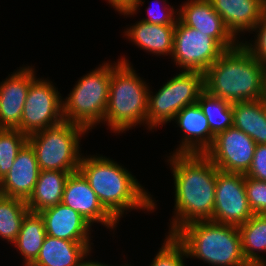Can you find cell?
I'll use <instances>...</instances> for the list:
<instances>
[{"instance_id":"cell-31","label":"cell","mask_w":266,"mask_h":266,"mask_svg":"<svg viewBox=\"0 0 266 266\" xmlns=\"http://www.w3.org/2000/svg\"><path fill=\"white\" fill-rule=\"evenodd\" d=\"M253 32H255L254 40L249 42L247 39L245 41L240 39V43L266 66V10L258 25L250 31L251 34Z\"/></svg>"},{"instance_id":"cell-16","label":"cell","mask_w":266,"mask_h":266,"mask_svg":"<svg viewBox=\"0 0 266 266\" xmlns=\"http://www.w3.org/2000/svg\"><path fill=\"white\" fill-rule=\"evenodd\" d=\"M173 121L183 134L178 148L171 153L204 154L212 146L215 135L198 103L185 106Z\"/></svg>"},{"instance_id":"cell-30","label":"cell","mask_w":266,"mask_h":266,"mask_svg":"<svg viewBox=\"0 0 266 266\" xmlns=\"http://www.w3.org/2000/svg\"><path fill=\"white\" fill-rule=\"evenodd\" d=\"M245 189L253 214L266 215V182L245 176Z\"/></svg>"},{"instance_id":"cell-19","label":"cell","mask_w":266,"mask_h":266,"mask_svg":"<svg viewBox=\"0 0 266 266\" xmlns=\"http://www.w3.org/2000/svg\"><path fill=\"white\" fill-rule=\"evenodd\" d=\"M46 235L68 241H91L92 225L72 208L59 203L39 212Z\"/></svg>"},{"instance_id":"cell-35","label":"cell","mask_w":266,"mask_h":266,"mask_svg":"<svg viewBox=\"0 0 266 266\" xmlns=\"http://www.w3.org/2000/svg\"><path fill=\"white\" fill-rule=\"evenodd\" d=\"M91 253H92V250L81 260V262L79 263L78 266H114V265L106 264L104 262L101 263L98 260L97 261L96 260L95 261L94 260H90L88 257L91 256ZM121 265L124 266L123 264H121Z\"/></svg>"},{"instance_id":"cell-12","label":"cell","mask_w":266,"mask_h":266,"mask_svg":"<svg viewBox=\"0 0 266 266\" xmlns=\"http://www.w3.org/2000/svg\"><path fill=\"white\" fill-rule=\"evenodd\" d=\"M256 143L235 127L218 133L204 153L223 172L246 174L251 167Z\"/></svg>"},{"instance_id":"cell-36","label":"cell","mask_w":266,"mask_h":266,"mask_svg":"<svg viewBox=\"0 0 266 266\" xmlns=\"http://www.w3.org/2000/svg\"><path fill=\"white\" fill-rule=\"evenodd\" d=\"M261 101H262L264 108L266 110V91H265V94L262 96Z\"/></svg>"},{"instance_id":"cell-27","label":"cell","mask_w":266,"mask_h":266,"mask_svg":"<svg viewBox=\"0 0 266 266\" xmlns=\"http://www.w3.org/2000/svg\"><path fill=\"white\" fill-rule=\"evenodd\" d=\"M197 103L208 119L211 132L215 136L233 127L232 103L211 95L205 90L199 95Z\"/></svg>"},{"instance_id":"cell-11","label":"cell","mask_w":266,"mask_h":266,"mask_svg":"<svg viewBox=\"0 0 266 266\" xmlns=\"http://www.w3.org/2000/svg\"><path fill=\"white\" fill-rule=\"evenodd\" d=\"M245 189V174L218 171L213 222L240 226L252 216Z\"/></svg>"},{"instance_id":"cell-1","label":"cell","mask_w":266,"mask_h":266,"mask_svg":"<svg viewBox=\"0 0 266 266\" xmlns=\"http://www.w3.org/2000/svg\"><path fill=\"white\" fill-rule=\"evenodd\" d=\"M169 154L175 202L167 234L174 235L191 222L212 220L219 169L205 154Z\"/></svg>"},{"instance_id":"cell-26","label":"cell","mask_w":266,"mask_h":266,"mask_svg":"<svg viewBox=\"0 0 266 266\" xmlns=\"http://www.w3.org/2000/svg\"><path fill=\"white\" fill-rule=\"evenodd\" d=\"M29 211L25 200L0 194V237L3 241L14 243Z\"/></svg>"},{"instance_id":"cell-29","label":"cell","mask_w":266,"mask_h":266,"mask_svg":"<svg viewBox=\"0 0 266 266\" xmlns=\"http://www.w3.org/2000/svg\"><path fill=\"white\" fill-rule=\"evenodd\" d=\"M161 248L149 266H186V250L175 235H165Z\"/></svg>"},{"instance_id":"cell-5","label":"cell","mask_w":266,"mask_h":266,"mask_svg":"<svg viewBox=\"0 0 266 266\" xmlns=\"http://www.w3.org/2000/svg\"><path fill=\"white\" fill-rule=\"evenodd\" d=\"M174 235L185 247L187 258L199 259L211 266H250L242 251L237 226L211 220L195 221Z\"/></svg>"},{"instance_id":"cell-15","label":"cell","mask_w":266,"mask_h":266,"mask_svg":"<svg viewBox=\"0 0 266 266\" xmlns=\"http://www.w3.org/2000/svg\"><path fill=\"white\" fill-rule=\"evenodd\" d=\"M178 8V19L186 26L213 37L225 50L240 41L226 28L210 0H186Z\"/></svg>"},{"instance_id":"cell-23","label":"cell","mask_w":266,"mask_h":266,"mask_svg":"<svg viewBox=\"0 0 266 266\" xmlns=\"http://www.w3.org/2000/svg\"><path fill=\"white\" fill-rule=\"evenodd\" d=\"M233 127L266 145V110L261 99L232 103Z\"/></svg>"},{"instance_id":"cell-32","label":"cell","mask_w":266,"mask_h":266,"mask_svg":"<svg viewBox=\"0 0 266 266\" xmlns=\"http://www.w3.org/2000/svg\"><path fill=\"white\" fill-rule=\"evenodd\" d=\"M162 1L165 4L164 12L161 13L158 9L155 10L154 6L151 4L152 6L150 5L149 7L146 8L148 11L147 12L148 17L143 18L142 21L151 23V24H158V25H175L176 20L178 19V8L174 9V6H171L170 4H166L167 0H162ZM157 3L159 2L156 1V4Z\"/></svg>"},{"instance_id":"cell-4","label":"cell","mask_w":266,"mask_h":266,"mask_svg":"<svg viewBox=\"0 0 266 266\" xmlns=\"http://www.w3.org/2000/svg\"><path fill=\"white\" fill-rule=\"evenodd\" d=\"M150 87L126 57L111 63V80L104 123L118 135L136 126L147 127Z\"/></svg>"},{"instance_id":"cell-17","label":"cell","mask_w":266,"mask_h":266,"mask_svg":"<svg viewBox=\"0 0 266 266\" xmlns=\"http://www.w3.org/2000/svg\"><path fill=\"white\" fill-rule=\"evenodd\" d=\"M34 149L27 142L19 151L13 166L0 180V194L27 200L40 174Z\"/></svg>"},{"instance_id":"cell-28","label":"cell","mask_w":266,"mask_h":266,"mask_svg":"<svg viewBox=\"0 0 266 266\" xmlns=\"http://www.w3.org/2000/svg\"><path fill=\"white\" fill-rule=\"evenodd\" d=\"M28 142V136L18 129L0 130V180L13 166L16 156Z\"/></svg>"},{"instance_id":"cell-7","label":"cell","mask_w":266,"mask_h":266,"mask_svg":"<svg viewBox=\"0 0 266 266\" xmlns=\"http://www.w3.org/2000/svg\"><path fill=\"white\" fill-rule=\"evenodd\" d=\"M89 132L77 124L63 120L60 123L28 136L40 170H79L82 157L80 140Z\"/></svg>"},{"instance_id":"cell-14","label":"cell","mask_w":266,"mask_h":266,"mask_svg":"<svg viewBox=\"0 0 266 266\" xmlns=\"http://www.w3.org/2000/svg\"><path fill=\"white\" fill-rule=\"evenodd\" d=\"M7 77L0 82V128L20 131L23 107L36 71L24 65Z\"/></svg>"},{"instance_id":"cell-2","label":"cell","mask_w":266,"mask_h":266,"mask_svg":"<svg viewBox=\"0 0 266 266\" xmlns=\"http://www.w3.org/2000/svg\"><path fill=\"white\" fill-rule=\"evenodd\" d=\"M79 171L87 179L103 207L118 222L124 213L132 210L154 212L157 209L153 195L144 189L131 171L112 158L101 154L82 155Z\"/></svg>"},{"instance_id":"cell-9","label":"cell","mask_w":266,"mask_h":266,"mask_svg":"<svg viewBox=\"0 0 266 266\" xmlns=\"http://www.w3.org/2000/svg\"><path fill=\"white\" fill-rule=\"evenodd\" d=\"M62 98L52 81L36 77L28 89L20 132L30 136L63 121Z\"/></svg>"},{"instance_id":"cell-20","label":"cell","mask_w":266,"mask_h":266,"mask_svg":"<svg viewBox=\"0 0 266 266\" xmlns=\"http://www.w3.org/2000/svg\"><path fill=\"white\" fill-rule=\"evenodd\" d=\"M91 241H68L46 235L37 258L29 266H78L93 249Z\"/></svg>"},{"instance_id":"cell-25","label":"cell","mask_w":266,"mask_h":266,"mask_svg":"<svg viewBox=\"0 0 266 266\" xmlns=\"http://www.w3.org/2000/svg\"><path fill=\"white\" fill-rule=\"evenodd\" d=\"M46 236L45 223L39 213L29 211L21 224L13 245L23 256V266H29L38 256Z\"/></svg>"},{"instance_id":"cell-33","label":"cell","mask_w":266,"mask_h":266,"mask_svg":"<svg viewBox=\"0 0 266 266\" xmlns=\"http://www.w3.org/2000/svg\"><path fill=\"white\" fill-rule=\"evenodd\" d=\"M245 176L266 182V145H256L251 167Z\"/></svg>"},{"instance_id":"cell-18","label":"cell","mask_w":266,"mask_h":266,"mask_svg":"<svg viewBox=\"0 0 266 266\" xmlns=\"http://www.w3.org/2000/svg\"><path fill=\"white\" fill-rule=\"evenodd\" d=\"M213 9L221 16L226 28L239 41L258 25L265 10L266 0H210ZM241 35V36H240Z\"/></svg>"},{"instance_id":"cell-10","label":"cell","mask_w":266,"mask_h":266,"mask_svg":"<svg viewBox=\"0 0 266 266\" xmlns=\"http://www.w3.org/2000/svg\"><path fill=\"white\" fill-rule=\"evenodd\" d=\"M224 51L213 37L176 20L171 56L176 67L204 73Z\"/></svg>"},{"instance_id":"cell-6","label":"cell","mask_w":266,"mask_h":266,"mask_svg":"<svg viewBox=\"0 0 266 266\" xmlns=\"http://www.w3.org/2000/svg\"><path fill=\"white\" fill-rule=\"evenodd\" d=\"M111 62H103L83 75L63 100V118L88 132L103 123L107 109Z\"/></svg>"},{"instance_id":"cell-34","label":"cell","mask_w":266,"mask_h":266,"mask_svg":"<svg viewBox=\"0 0 266 266\" xmlns=\"http://www.w3.org/2000/svg\"><path fill=\"white\" fill-rule=\"evenodd\" d=\"M109 5L119 14L130 17L131 15L137 14L139 6H143L145 0H107ZM130 15V16H129Z\"/></svg>"},{"instance_id":"cell-22","label":"cell","mask_w":266,"mask_h":266,"mask_svg":"<svg viewBox=\"0 0 266 266\" xmlns=\"http://www.w3.org/2000/svg\"><path fill=\"white\" fill-rule=\"evenodd\" d=\"M70 173L73 172L41 170L34 190L26 200L28 209L39 213L61 203L65 183Z\"/></svg>"},{"instance_id":"cell-8","label":"cell","mask_w":266,"mask_h":266,"mask_svg":"<svg viewBox=\"0 0 266 266\" xmlns=\"http://www.w3.org/2000/svg\"><path fill=\"white\" fill-rule=\"evenodd\" d=\"M155 93L149 90L147 130H155L173 121L185 106L197 103L204 90V73L181 70ZM154 93V94H153Z\"/></svg>"},{"instance_id":"cell-24","label":"cell","mask_w":266,"mask_h":266,"mask_svg":"<svg viewBox=\"0 0 266 266\" xmlns=\"http://www.w3.org/2000/svg\"><path fill=\"white\" fill-rule=\"evenodd\" d=\"M242 251L250 266H266V215L254 214L247 222L238 226Z\"/></svg>"},{"instance_id":"cell-13","label":"cell","mask_w":266,"mask_h":266,"mask_svg":"<svg viewBox=\"0 0 266 266\" xmlns=\"http://www.w3.org/2000/svg\"><path fill=\"white\" fill-rule=\"evenodd\" d=\"M61 203L78 212L92 226L101 223L114 230L119 223L101 204L89 182L78 170L70 173L66 180Z\"/></svg>"},{"instance_id":"cell-21","label":"cell","mask_w":266,"mask_h":266,"mask_svg":"<svg viewBox=\"0 0 266 266\" xmlns=\"http://www.w3.org/2000/svg\"><path fill=\"white\" fill-rule=\"evenodd\" d=\"M125 30L124 37L145 52L172 56L175 25H158L140 20Z\"/></svg>"},{"instance_id":"cell-3","label":"cell","mask_w":266,"mask_h":266,"mask_svg":"<svg viewBox=\"0 0 266 266\" xmlns=\"http://www.w3.org/2000/svg\"><path fill=\"white\" fill-rule=\"evenodd\" d=\"M204 90L230 103L261 99L266 91V66L239 42L204 72Z\"/></svg>"}]
</instances>
